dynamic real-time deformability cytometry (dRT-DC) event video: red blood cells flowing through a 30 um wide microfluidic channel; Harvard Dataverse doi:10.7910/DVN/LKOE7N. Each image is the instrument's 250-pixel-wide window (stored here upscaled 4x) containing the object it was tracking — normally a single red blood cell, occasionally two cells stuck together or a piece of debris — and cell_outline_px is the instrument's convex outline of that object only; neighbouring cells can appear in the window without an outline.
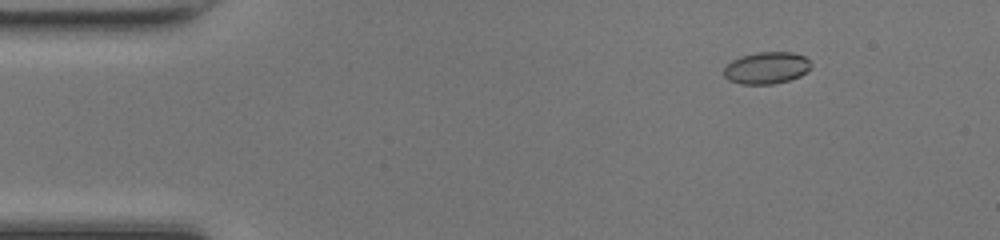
{"species": "common noctule bat (a hibernating species)", "species_latin": "Nyctalus noctula", "temperature_condition": "room temperature", "stored_images_in_passage": 49, "camera_frame_rate_fps": 3000, "um_per_image_px": 0.085, "animal": {"sex": "female", "body_mass_g": 17.0, "forearm_length_mm": 48.0}, "frame": {"image": 1, "passage_image": 7, "time_ms": 2.0, "image_size_px": [1000, 240], "cell_outline_px": [[812, 68], [808, 72], [800, 76], [788, 80], [772, 84], [740, 84], [728, 80], [724, 76], [724, 68], [732, 60], [740, 56], [756, 52], [792, 52], [804, 56], [812, 64]], "centroid_in_image_um": [65.17, 5.77], "position_along_channel_um": 19.8, "area_um2": 16.36}}
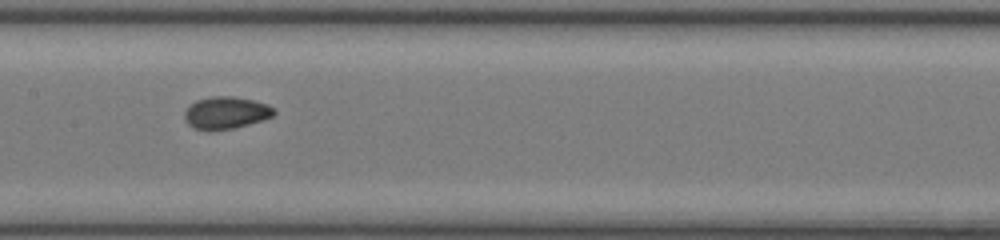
{"frame": {"image": 2, "passage_image": 25, "time_ms": 8.0, "image_size_px": [1000, 240], "cell_outline_px": [[276, 112], [272, 116], [264, 120], [236, 128], [208, 132], [192, 128], [184, 120], [184, 112], [196, 100], [212, 96], [232, 96], [252, 100], [268, 104]], "centroid_in_image_um": [19.18, 9.62], "position_along_channel_um": 188.2, "area_um2": 17.11}}
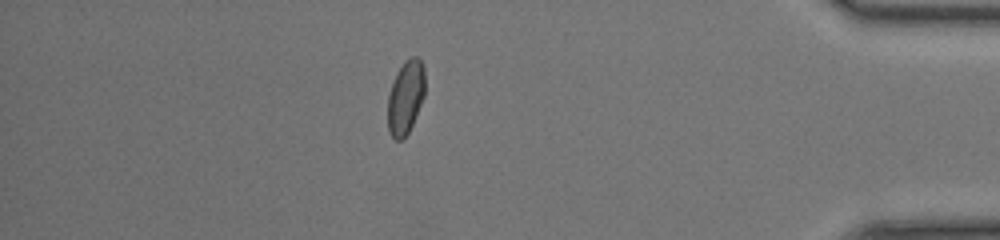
{"frame": {"image": 3, "passage_image": 43, "time_ms": 14.0, "image_size_px": [1000, 240], "cell_outline_px": [[424, 96], [412, 124], [408, 132], [400, 140], [396, 140], [392, 136], [388, 128], [388, 96], [396, 72], [404, 60], [412, 56], [416, 56], [420, 60], [424, 68]], "centroid_in_image_um": [34.47, 8.23], "position_along_channel_um": 400.7, "area_um2": 15.78}, "authors_computed_cell_mechanics": {"area_um2": 16.2418, "velocity_mm_per_s": 4.2963, "shape_relaxation_time_tau1_ms": 5.5256, "shape_relaxation_time_tau2_ms": 0.8887, "deformation_change_tau1": 0.1311, "deformation_change_tau2": 0.0407}}